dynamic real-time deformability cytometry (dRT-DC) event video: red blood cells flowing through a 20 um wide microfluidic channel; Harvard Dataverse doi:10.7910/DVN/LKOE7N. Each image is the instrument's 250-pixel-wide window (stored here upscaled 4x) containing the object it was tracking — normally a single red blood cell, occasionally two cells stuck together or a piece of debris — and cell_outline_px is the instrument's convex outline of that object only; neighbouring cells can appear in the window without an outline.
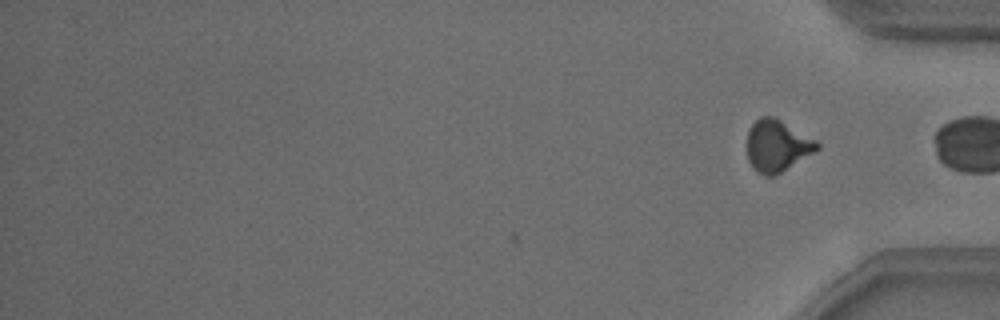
{"species": "common noctule bat (a hibernating species)", "species_latin": "Nyctalus noctula", "temperature_condition": "warm", "stored_images_in_passage": 32, "camera_frame_rate_fps": 3000, "um_per_image_px": 0.085, "animal": {"sex": "male", "body_mass_g": 18.8}, "frame": {"image": 1, "passage_image": 32, "time_ms": 10.333, "image_size_px": [1000, 320], "cell_outline_px": [[820, 148], [816, 152], [776, 176], [764, 176], [756, 172], [752, 168], [748, 160], [748, 132], [752, 124], [760, 116], [772, 116], [780, 120], [816, 140], [820, 144]], "centroid_in_image_um": [66.07, 12.43], "position_along_channel_um": 369.1, "area_um2": 21.27}, "authors_computed_cell_mechanics": {"area_um2": 21.6461, "velocity_mm_per_s": 3.8451, "shape_relaxation_time_tau1_ms": 3.9049, "shape_relaxation_time_tau2_ms": 1.3328, "deformation_change_tau1": 0.1323, "deformation_change_tau2": 0.0757}}